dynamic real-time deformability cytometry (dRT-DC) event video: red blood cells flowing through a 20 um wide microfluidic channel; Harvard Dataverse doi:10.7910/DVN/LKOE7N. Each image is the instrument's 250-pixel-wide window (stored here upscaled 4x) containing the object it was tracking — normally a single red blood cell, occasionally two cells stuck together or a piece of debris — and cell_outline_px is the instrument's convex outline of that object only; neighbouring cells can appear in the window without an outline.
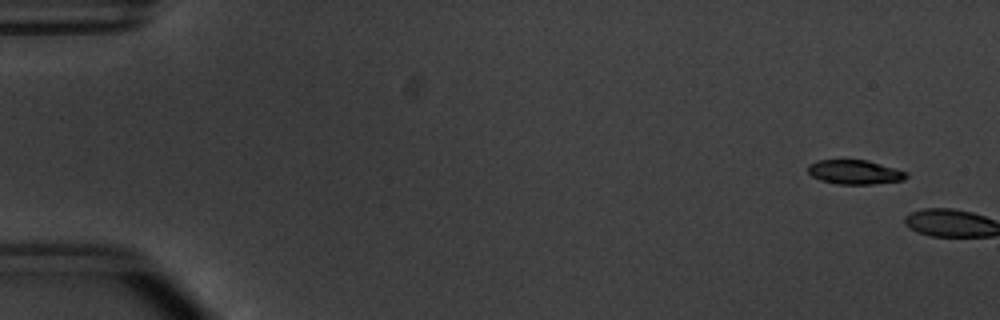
{"species": "common noctule bat (a hibernating species)", "species_latin": "Nyctalus noctula", "temperature_condition": "warm", "stored_images_in_passage": 6, "camera_frame_rate_fps": 3000, "um_per_image_px": 0.085, "animal": {"sex": "male", "body_mass_g": 20.1, "forearm_length_mm": 53.5}, "frame": {"image": 1, "passage_image": 4, "time_ms": 1.0, "image_size_px": [1000, 320], "cell_outline_px": [[908, 176], [904, 180], [872, 184], [836, 184], [820, 180], [812, 176], [808, 172], [808, 164], [816, 160], [868, 160], [896, 168], [908, 172]], "centroid_in_image_um": [72.66, 14.62], "position_along_channel_um": 12.3, "area_um2": 14.05}}